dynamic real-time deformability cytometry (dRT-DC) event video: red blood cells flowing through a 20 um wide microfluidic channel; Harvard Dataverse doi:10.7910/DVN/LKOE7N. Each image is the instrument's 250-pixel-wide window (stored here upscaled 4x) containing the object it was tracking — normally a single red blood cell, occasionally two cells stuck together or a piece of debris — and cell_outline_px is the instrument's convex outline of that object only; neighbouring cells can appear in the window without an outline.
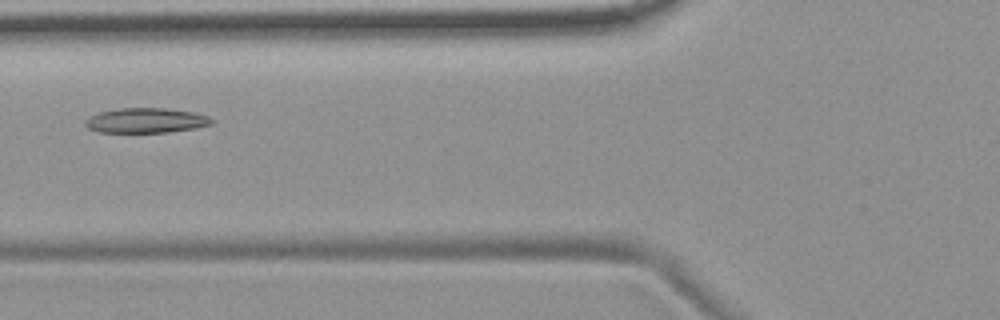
{"species": "common noctule bat (a hibernating species)", "species_latin": "Nyctalus noctula", "temperature_condition": "room temperature", "stored_images_in_passage": 3, "camera_frame_rate_fps": 3000, "um_per_image_px": 0.085, "animal": {"sex": "female", "body_mass_g": 19.9}, "frame": {"image": 1, "passage_image": 3, "time_ms": 2.333, "image_size_px": [1000, 320], "cell_outline_px": [[216, 120], [212, 124], [196, 128], [168, 132], [96, 132], [88, 128], [84, 124], [84, 120], [88, 116], [100, 112], [120, 108], [164, 108], [196, 112], [208, 116]], "centroid_in_image_um": [12.42, 10.24], "position_along_channel_um": 113.4, "area_um2": 18.55}}